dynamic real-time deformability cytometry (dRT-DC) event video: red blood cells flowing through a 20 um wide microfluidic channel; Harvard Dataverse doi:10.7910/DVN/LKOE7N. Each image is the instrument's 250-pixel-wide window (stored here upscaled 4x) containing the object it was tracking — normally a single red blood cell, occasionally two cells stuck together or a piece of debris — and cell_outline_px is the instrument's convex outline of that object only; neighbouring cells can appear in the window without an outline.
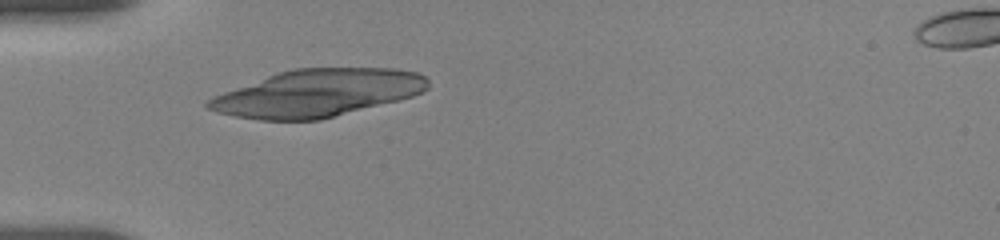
{"species": "human", "species_latin": "Homo sapiens", "temperature_condition": "room temperature", "stored_images_in_passage": 2, "camera_frame_rate_fps": 3000, "um_per_image_px": 0.085, "donor": {"sex": "female"}, "frame": {"image": 1, "passage_image": 1, "time_ms": 0.0, "image_size_px": [1000, 240], "cell_outline_px": [[428, 88], [412, 96], [400, 100], [320, 120], [260, 120], [236, 116], [216, 112], [208, 108], [204, 104], [212, 96], [268, 76], [280, 72], [296, 68], [396, 68], [416, 72], [424, 76], [428, 80]], "centroid_in_image_um": [26.99, 7.92], "position_along_channel_um": 58.0, "area_um2": 60.23}}